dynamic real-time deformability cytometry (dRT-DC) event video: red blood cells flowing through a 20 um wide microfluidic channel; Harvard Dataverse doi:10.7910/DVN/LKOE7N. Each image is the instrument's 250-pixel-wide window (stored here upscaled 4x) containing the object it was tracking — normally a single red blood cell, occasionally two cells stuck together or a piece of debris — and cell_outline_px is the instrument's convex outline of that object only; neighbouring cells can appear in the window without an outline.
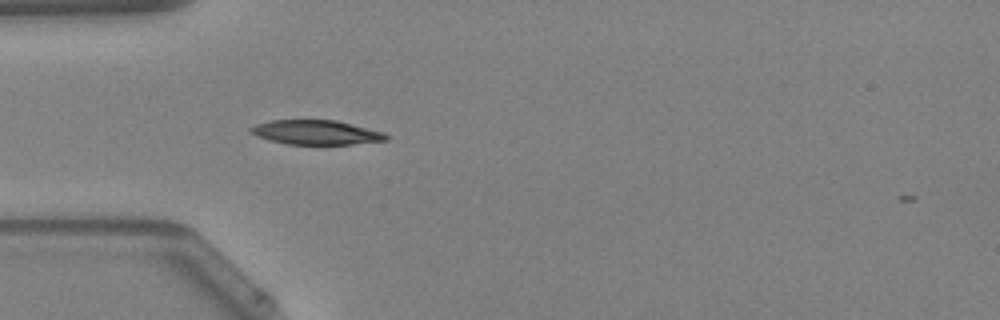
{"species": "Egyptian fruit bat (a non-hibernating species)", "species_latin": "Rousettus aegyptiacus", "temperature_condition": "warm", "stored_images_in_passage": 35, "camera_frame_rate_fps": 3000, "um_per_image_px": 0.085, "animal": {"sex": "female"}, "frame": {"image": 1, "passage_image": 1, "time_ms": 0.0, "image_size_px": [1000, 320], "cell_outline_px": [[392, 136], [388, 140], [352, 144], [288, 144], [272, 140], [248, 132], [248, 128], [256, 124], [272, 120], [336, 120], [384, 132]], "centroid_in_image_um": [26.92, 11.25], "position_along_channel_um": 58.1, "area_um2": 19.19}, "authors_computed_cell_mechanics": {"area_um2": 19.2474, "velocity_mm_per_s": 4.2279, "shape_relaxation_time_tau1_ms": 4.1737, "shape_relaxation_time_tau2_ms": 6.472, "deformation_change_tau1": 0.1703, "deformation_change_tau2": 0.1172}}